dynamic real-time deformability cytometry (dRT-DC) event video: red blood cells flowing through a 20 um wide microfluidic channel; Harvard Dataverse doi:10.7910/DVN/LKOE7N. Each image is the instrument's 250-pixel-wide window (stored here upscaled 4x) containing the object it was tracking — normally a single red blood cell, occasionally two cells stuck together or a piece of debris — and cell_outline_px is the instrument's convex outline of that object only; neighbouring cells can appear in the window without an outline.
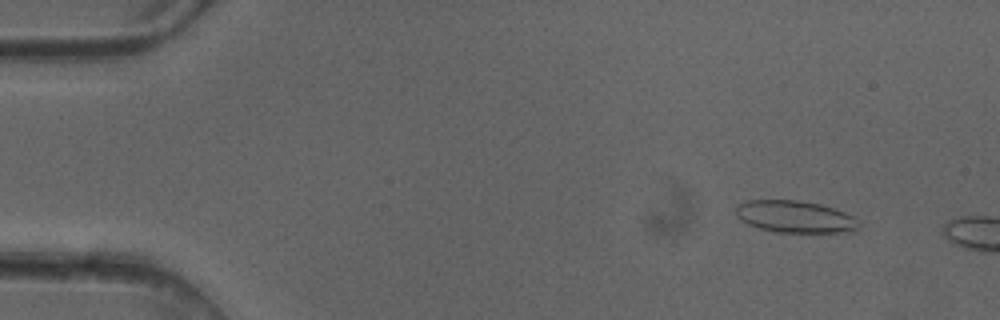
{"species": "common noctule bat (a hibernating species)", "species_latin": "Nyctalus noctula", "temperature_condition": "cold", "stored_images_in_passage": 3, "camera_frame_rate_fps": 3000, "um_per_image_px": 0.085, "animal": {"sex": "female"}, "frame": {"image": 1, "passage_image": 1, "time_ms": 0.0, "image_size_px": [1000, 320], "cell_outline_px": [[860, 224], [856, 232], [776, 232], [760, 228], [748, 224], [736, 216], [736, 208], [740, 204], [748, 200], [796, 200], [820, 204], [844, 212], [860, 220]], "centroid_in_image_um": [67.62, 18.43], "position_along_channel_um": 17.4, "area_um2": 22.89}}